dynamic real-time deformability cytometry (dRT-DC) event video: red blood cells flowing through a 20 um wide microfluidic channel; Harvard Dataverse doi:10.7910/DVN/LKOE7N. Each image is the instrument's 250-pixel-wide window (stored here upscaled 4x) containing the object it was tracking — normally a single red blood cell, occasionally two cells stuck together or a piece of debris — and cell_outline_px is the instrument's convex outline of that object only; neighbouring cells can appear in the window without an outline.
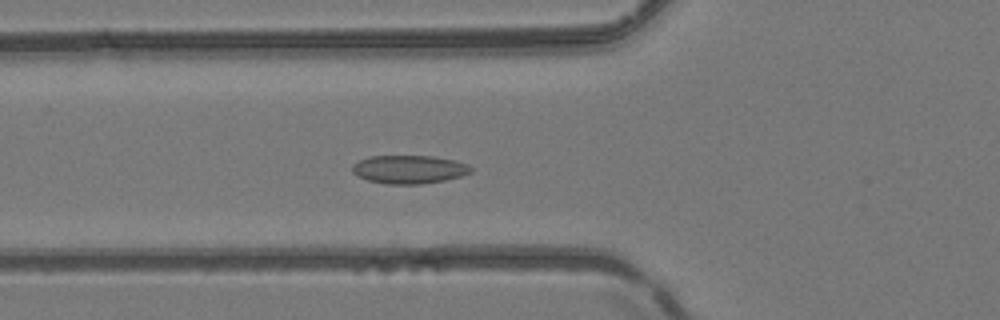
{"species": "common noctule bat (a hibernating species)", "species_latin": "Nyctalus noctula", "temperature_condition": "room temperature", "stored_images_in_passage": 34, "camera_frame_rate_fps": 3000, "um_per_image_px": 0.085, "animal": {"sex": "female", "body_mass_g": 24.6, "forearm_length_mm": 56.2}, "frame": {"image": 1, "passage_image": 18, "time_ms": 5.667, "image_size_px": [1000, 320], "cell_outline_px": [[472, 172], [460, 176], [444, 180], [420, 184], [384, 184], [368, 180], [352, 172], [352, 164], [368, 156], [432, 156], [452, 160], [468, 164], [472, 168]], "centroid_in_image_um": [34.76, 14.4], "position_along_channel_um": 91.0, "area_um2": 19.48}}
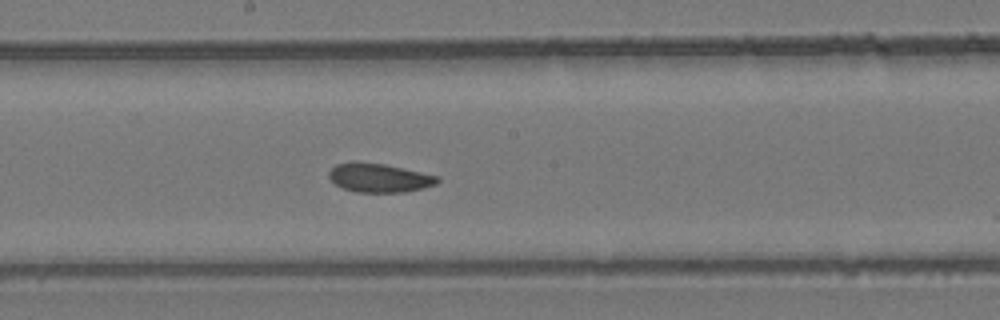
{"frame": {"image": 2, "passage_image": 27, "time_ms": 8.667, "image_size_px": [1000, 320], "cell_outline_px": [[440, 180], [436, 184], [404, 192], [356, 192], [344, 188], [336, 184], [328, 176], [328, 172], [336, 164], [352, 160], [356, 160], [384, 164], [440, 176]], "centroid_in_image_um": [32.2, 15.09], "position_along_channel_um": 216.0, "area_um2": 18.32}}
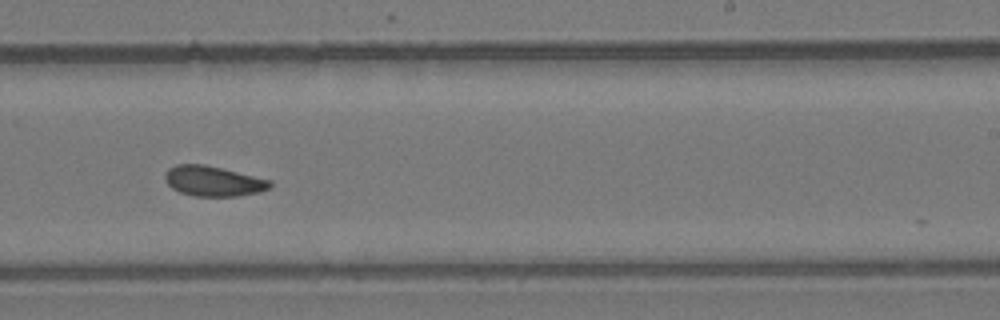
{"frame": {"image": 3, "passage_image": 31, "time_ms": 10.0, "image_size_px": [1000, 320], "cell_outline_px": [[272, 184], [268, 188], [260, 192], [236, 196], [196, 196], [180, 192], [172, 188], [164, 180], [164, 176], [168, 168], [176, 164], [204, 164], [272, 180]], "centroid_in_image_um": [18.11, 15.39], "position_along_channel_um": 270.9, "area_um2": 18.44}}